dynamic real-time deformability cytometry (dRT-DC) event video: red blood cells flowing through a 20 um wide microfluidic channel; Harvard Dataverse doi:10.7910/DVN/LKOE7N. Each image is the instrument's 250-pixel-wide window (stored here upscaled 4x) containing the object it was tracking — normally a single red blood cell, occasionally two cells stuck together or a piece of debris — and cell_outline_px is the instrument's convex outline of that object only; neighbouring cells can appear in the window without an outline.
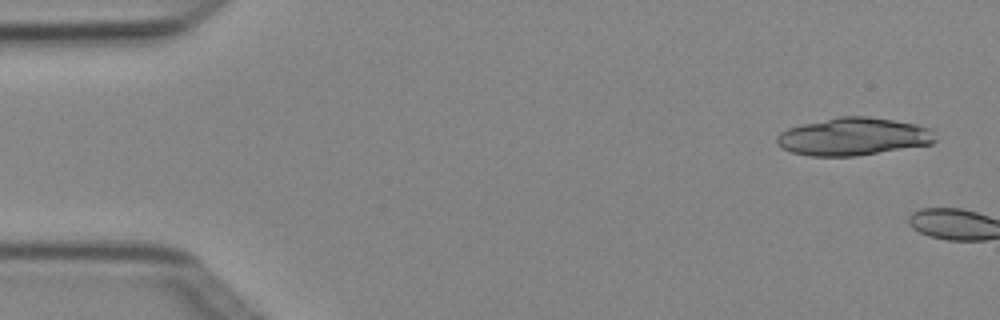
{"species": "Egyptian fruit bat (a non-hibernating species)", "species_latin": "Rousettus aegyptiacus", "temperature_condition": "cold", "stored_images_in_passage": 2, "camera_frame_rate_fps": 3000, "um_per_image_px": 0.085, "animal": {"sex": "female"}, "frame": {"image": 1, "passage_image": 1, "time_ms": 0.0, "image_size_px": [1000, 320], "cell_outline_px": [[936, 140], [932, 144], [856, 156], [808, 156], [792, 152], [784, 148], [776, 140], [776, 136], [780, 132], [788, 128], [804, 124], [840, 116], [868, 116], [916, 124], [932, 128]], "centroid_in_image_um": [72.57, 11.61], "position_along_channel_um": 12.4, "area_um2": 34.68}}